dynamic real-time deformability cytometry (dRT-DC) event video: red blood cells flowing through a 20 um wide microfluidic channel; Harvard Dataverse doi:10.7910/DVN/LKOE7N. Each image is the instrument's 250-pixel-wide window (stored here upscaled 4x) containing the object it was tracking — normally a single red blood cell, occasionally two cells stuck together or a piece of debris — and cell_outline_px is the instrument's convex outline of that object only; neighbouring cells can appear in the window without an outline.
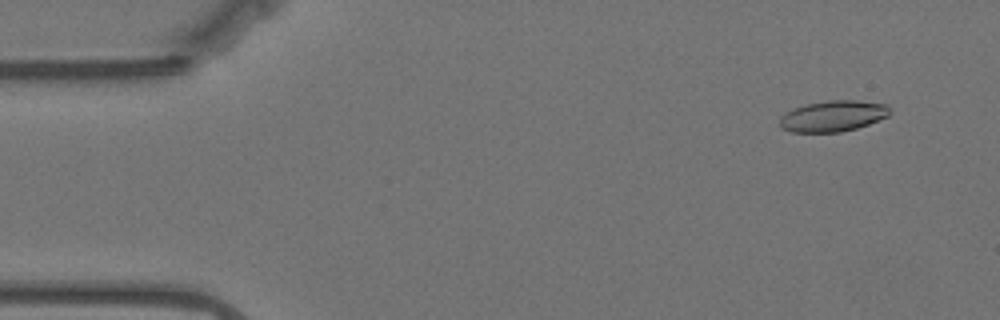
{"species": "Egyptian fruit bat (a non-hibernating species)", "species_latin": "Rousettus aegyptiacus", "temperature_condition": "warm", "stored_images_in_passage": 11, "camera_frame_rate_fps": 3000, "um_per_image_px": 0.085, "animal": {"sex": "female"}, "frame": {"image": 1, "passage_image": 4, "time_ms": 1.0, "image_size_px": [1000, 320], "cell_outline_px": [[892, 112], [888, 116], [868, 124], [856, 128], [840, 132], [792, 132], [780, 128], [780, 116], [784, 112], [792, 108], [804, 104], [828, 100], [856, 100], [888, 104]], "centroid_in_image_um": [70.79, 9.85], "position_along_channel_um": 14.2, "area_um2": 20.17}}